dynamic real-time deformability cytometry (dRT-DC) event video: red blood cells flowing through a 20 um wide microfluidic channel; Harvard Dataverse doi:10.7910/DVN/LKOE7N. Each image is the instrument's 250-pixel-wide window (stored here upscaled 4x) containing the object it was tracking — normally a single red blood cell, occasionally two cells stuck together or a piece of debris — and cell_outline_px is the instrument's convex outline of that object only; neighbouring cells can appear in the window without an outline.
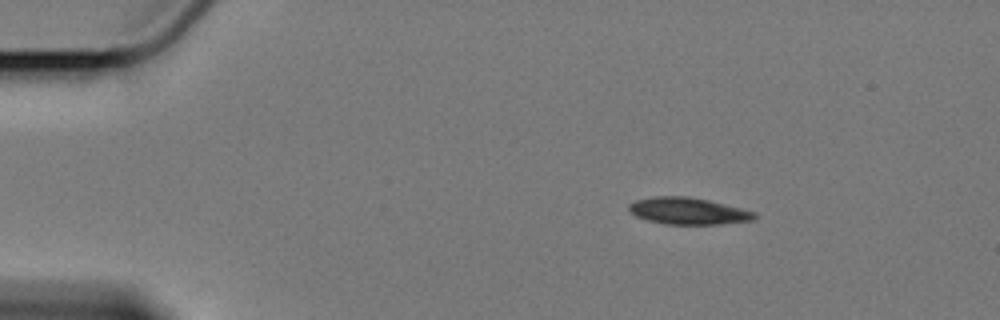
{"species": "Egyptian fruit bat (a non-hibernating species)", "species_latin": "Rousettus aegyptiacus", "temperature_condition": "cold", "stored_images_in_passage": 50, "camera_frame_rate_fps": 3000, "um_per_image_px": 0.085, "animal": {"sex": "female"}, "frame": {"image": 1, "passage_image": 1, "time_ms": 0.0, "image_size_px": [1000, 320], "cell_outline_px": [[756, 216], [752, 220], [720, 224], [664, 224], [648, 220], [636, 216], [628, 208], [628, 204], [636, 200], [656, 196], [688, 196], [708, 200], [756, 212]], "centroid_in_image_um": [58.47, 17.93], "position_along_channel_um": 26.5, "area_um2": 19.42}}
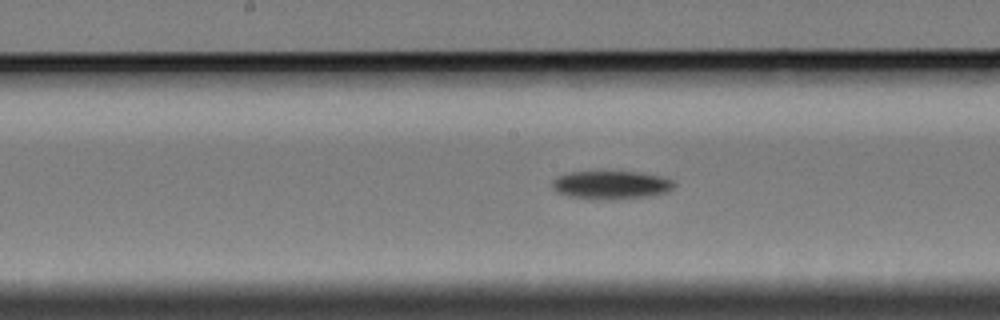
{"frame": {"image": 2, "passage_image": 22, "time_ms": 7.0, "image_size_px": [1000, 320], "cell_outline_px": [[676, 184], [668, 192], [648, 196], [612, 200], [568, 196], [556, 192], [552, 188], [552, 180], [556, 176], [568, 172], [600, 168], [640, 172], [660, 176], [676, 180]], "centroid_in_image_um": [51.92, 15.66], "position_along_channel_um": 196.3, "area_um2": 21.27}}
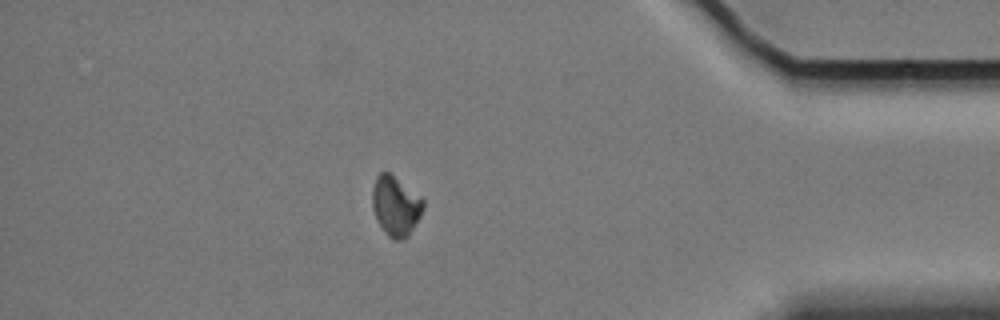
{"frame": {"image": 3, "passage_image": 43, "time_ms": 14.0, "image_size_px": [1000, 320], "cell_outline_px": [[424, 208], [420, 216], [408, 236], [400, 240], [392, 240], [388, 236], [380, 224], [372, 208], [372, 188], [376, 176], [380, 172], [388, 172], [420, 196], [424, 200]], "centroid_in_image_um": [33.62, 17.5], "position_along_channel_um": 401.6, "area_um2": 17.51}, "authors_computed_cell_mechanics": {"area_um2": 19.3919, "velocity_mm_per_s": 3.4077, "shape_relaxation_time_tau1_ms": 2.3589, "shape_relaxation_time_tau2_ms": null, "deformation_change_tau1": 0.0757, "deformation_change_tau2": null}}